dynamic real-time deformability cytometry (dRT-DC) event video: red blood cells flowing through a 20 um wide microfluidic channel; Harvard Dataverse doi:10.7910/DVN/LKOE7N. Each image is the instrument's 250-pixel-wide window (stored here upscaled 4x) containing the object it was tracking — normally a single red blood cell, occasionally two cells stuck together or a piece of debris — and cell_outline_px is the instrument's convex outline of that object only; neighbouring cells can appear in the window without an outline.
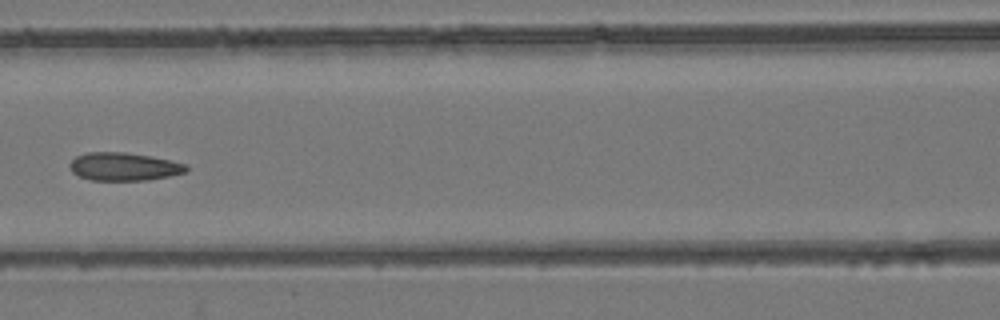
{"species": "common noctule bat (a hibernating species)", "species_latin": "Nyctalus noctula", "temperature_condition": "room temperature", "stored_images_in_passage": 7, "camera_frame_rate_fps": 3000, "um_per_image_px": 0.085, "animal": {"sex": "female", "body_mass_g": 24.6, "forearm_length_mm": 56.2}, "frame": {"image": 1, "passage_image": 7, "time_ms": 7.667, "image_size_px": [1000, 320], "cell_outline_px": [[188, 172], [148, 180], [92, 180], [80, 176], [72, 172], [68, 164], [76, 156], [88, 152], [124, 152], [152, 156], [184, 164], [188, 168]], "centroid_in_image_um": [10.51, 14.16], "position_along_channel_um": 156.1, "area_um2": 18.96}}